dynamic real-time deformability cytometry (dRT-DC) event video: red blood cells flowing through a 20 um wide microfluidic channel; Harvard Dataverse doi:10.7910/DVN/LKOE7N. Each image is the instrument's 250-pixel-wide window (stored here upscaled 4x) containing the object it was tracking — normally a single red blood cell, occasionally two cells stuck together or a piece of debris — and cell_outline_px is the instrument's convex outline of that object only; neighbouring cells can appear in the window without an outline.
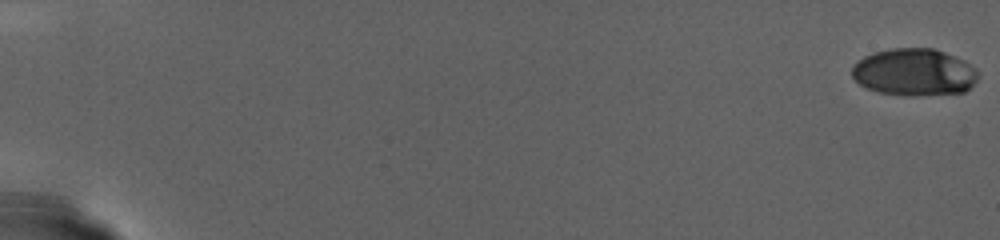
{"species": "human", "species_latin": "Homo sapiens", "temperature_condition": "warm", "stored_images_in_passage": 90, "camera_frame_rate_fps": 3000, "um_per_image_px": 0.085, "donor": {"sex": "female"}, "frame": {"image": 1, "passage_image": 1, "time_ms": 0.0, "image_size_px": [1000, 240], "cell_outline_px": [[980, 76], [964, 92], [916, 96], [908, 96], [880, 92], [868, 88], [860, 84], [852, 76], [852, 68], [864, 56], [872, 52], [892, 48], [932, 48], [944, 52], [964, 60], [976, 68], [980, 72]], "centroid_in_image_um": [77.74, 6.13], "position_along_channel_um": 7.3, "area_um2": 34.68}}
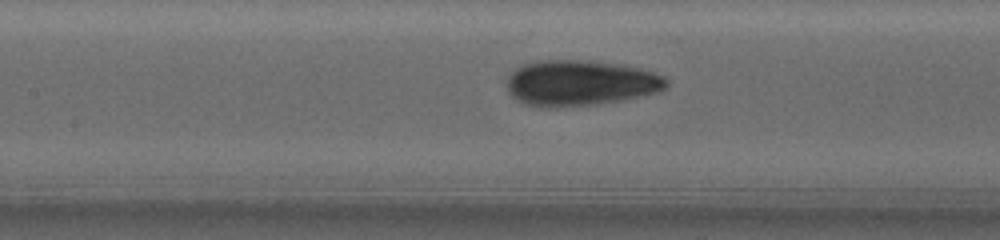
{"frame": {"image": 2, "passage_image": 52, "time_ms": 17.0, "image_size_px": [1000, 240], "cell_outline_px": [[668, 88], [660, 92], [624, 100], [596, 104], [552, 108], [536, 108], [524, 104], [516, 100], [508, 92], [508, 76], [520, 64], [536, 60], [580, 60], [620, 64], [640, 68], [664, 76], [668, 80]], "centroid_in_image_um": [49.32, 7.07], "position_along_channel_um": 158.1, "area_um2": 43.12}}
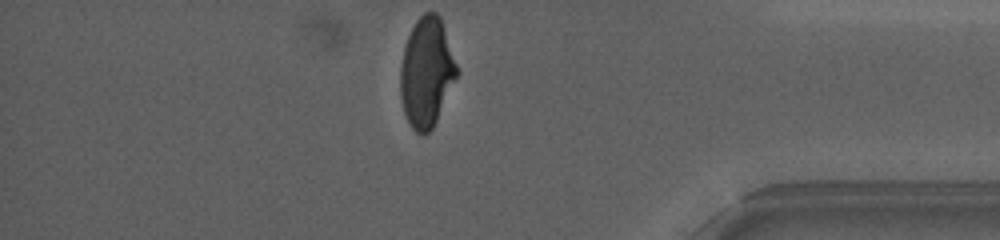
{"frame": {"image": 3, "passage_image": 90, "time_ms": 29.667, "image_size_px": [1000, 240], "cell_outline_px": [[460, 72], [432, 128], [424, 136], [416, 132], [412, 128], [404, 112], [400, 96], [400, 68], [404, 48], [408, 36], [416, 20], [424, 12], [436, 12], [440, 16]], "centroid_in_image_um": [36.27, 6.14], "position_along_channel_um": 398.9, "area_um2": 36.07}}